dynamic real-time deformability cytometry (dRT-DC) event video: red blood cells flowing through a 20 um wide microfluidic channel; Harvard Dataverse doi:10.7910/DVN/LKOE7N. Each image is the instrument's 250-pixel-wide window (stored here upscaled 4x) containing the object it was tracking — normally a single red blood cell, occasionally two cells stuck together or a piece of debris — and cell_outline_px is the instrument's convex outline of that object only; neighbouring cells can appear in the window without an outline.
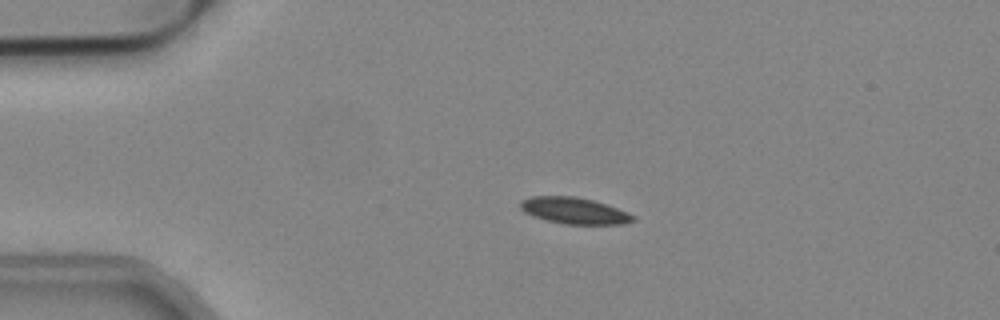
{"species": "common noctule bat (a hibernating species)", "species_latin": "Nyctalus noctula", "temperature_condition": "cold", "stored_images_in_passage": 53, "camera_frame_rate_fps": 3000, "um_per_image_px": 0.085, "animal": {"sex": "male", "body_mass_g": 19.2, "forearm_length_mm": 51.8}, "frame": {"image": 1, "passage_image": 11, "time_ms": 3.333, "image_size_px": [1000, 320], "cell_outline_px": [[636, 220], [624, 224], [564, 224], [548, 220], [524, 212], [520, 208], [520, 200], [532, 196], [572, 196], [592, 200], [628, 212], [636, 216]], "centroid_in_image_um": [48.82, 17.91], "position_along_channel_um": 36.2, "area_um2": 17.17}}
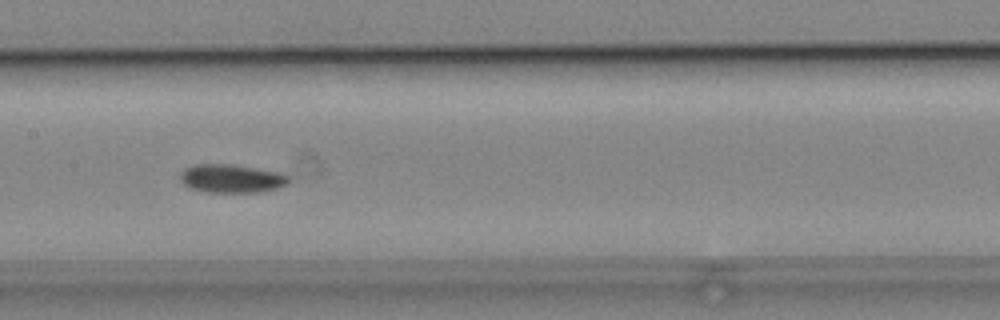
{"frame": {"image": 2, "passage_image": 26, "time_ms": 8.333, "image_size_px": [1000, 320], "cell_outline_px": [[288, 184], [280, 188], [256, 192], [208, 192], [192, 188], [184, 184], [180, 180], [180, 172], [184, 168], [192, 164], [232, 164], [280, 172], [288, 176]], "centroid_in_image_um": [19.67, 15.16], "position_along_channel_um": 187.7, "area_um2": 18.03}}
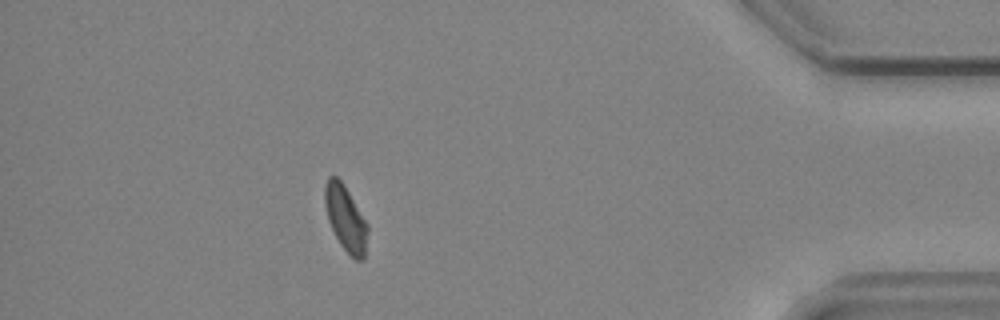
{"frame": {"image": 3, "passage_image": 47, "time_ms": 15.333, "image_size_px": [1000, 320], "cell_outline_px": [[368, 232], [364, 260], [356, 260], [340, 244], [328, 220], [324, 204], [324, 184], [328, 176], [336, 176], [344, 184], [368, 224]], "centroid_in_image_um": [29.37, 18.53], "position_along_channel_um": 405.8, "area_um2": 16.36}, "authors_computed_cell_mechanics": {"area_um2": 17.1666, "velocity_mm_per_s": 3.821, "shape_relaxation_time_tau1_ms": 3.7412, "shape_relaxation_time_tau2_ms": null, "deformation_change_tau1": 0.0916, "deformation_change_tau2": null}}